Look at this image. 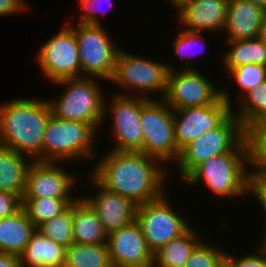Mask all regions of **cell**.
<instances>
[{
    "label": "cell",
    "mask_w": 266,
    "mask_h": 267,
    "mask_svg": "<svg viewBox=\"0 0 266 267\" xmlns=\"http://www.w3.org/2000/svg\"><path fill=\"white\" fill-rule=\"evenodd\" d=\"M79 5L81 6V14L80 17L78 16V23L83 24H91V25H102L101 21H99L98 16H100V13H104L107 11V9H103L102 6L104 3H109V7L113 5L112 0H78ZM103 2V3H102ZM106 3V4H107ZM102 5V6H101ZM101 6V7H100ZM104 10V11H103ZM102 11V12H101ZM98 12V13H97Z\"/></svg>",
    "instance_id": "cell-34"
},
{
    "label": "cell",
    "mask_w": 266,
    "mask_h": 267,
    "mask_svg": "<svg viewBox=\"0 0 266 267\" xmlns=\"http://www.w3.org/2000/svg\"><path fill=\"white\" fill-rule=\"evenodd\" d=\"M143 130V152L160 162L176 163L180 151L176 144L174 132V110L158 98L142 97L141 120Z\"/></svg>",
    "instance_id": "cell-8"
},
{
    "label": "cell",
    "mask_w": 266,
    "mask_h": 267,
    "mask_svg": "<svg viewBox=\"0 0 266 267\" xmlns=\"http://www.w3.org/2000/svg\"><path fill=\"white\" fill-rule=\"evenodd\" d=\"M259 247V248H258ZM257 253H245L244 256H232L226 253L225 265L227 267H266V249L259 244Z\"/></svg>",
    "instance_id": "cell-35"
},
{
    "label": "cell",
    "mask_w": 266,
    "mask_h": 267,
    "mask_svg": "<svg viewBox=\"0 0 266 267\" xmlns=\"http://www.w3.org/2000/svg\"><path fill=\"white\" fill-rule=\"evenodd\" d=\"M247 130L231 112L217 127L199 136L181 151L177 163L180 180L213 156L233 151L245 138Z\"/></svg>",
    "instance_id": "cell-7"
},
{
    "label": "cell",
    "mask_w": 266,
    "mask_h": 267,
    "mask_svg": "<svg viewBox=\"0 0 266 267\" xmlns=\"http://www.w3.org/2000/svg\"><path fill=\"white\" fill-rule=\"evenodd\" d=\"M230 45V51L223 55L220 61L227 73L241 65L259 64L266 66V45L257 37L254 39H241L226 41Z\"/></svg>",
    "instance_id": "cell-25"
},
{
    "label": "cell",
    "mask_w": 266,
    "mask_h": 267,
    "mask_svg": "<svg viewBox=\"0 0 266 267\" xmlns=\"http://www.w3.org/2000/svg\"><path fill=\"white\" fill-rule=\"evenodd\" d=\"M246 2H250L252 4H255L256 6L264 9L266 11V0H242Z\"/></svg>",
    "instance_id": "cell-41"
},
{
    "label": "cell",
    "mask_w": 266,
    "mask_h": 267,
    "mask_svg": "<svg viewBox=\"0 0 266 267\" xmlns=\"http://www.w3.org/2000/svg\"><path fill=\"white\" fill-rule=\"evenodd\" d=\"M223 89L222 96L214 104L174 110V132L179 151L199 136L217 127L232 112L233 95Z\"/></svg>",
    "instance_id": "cell-14"
},
{
    "label": "cell",
    "mask_w": 266,
    "mask_h": 267,
    "mask_svg": "<svg viewBox=\"0 0 266 267\" xmlns=\"http://www.w3.org/2000/svg\"><path fill=\"white\" fill-rule=\"evenodd\" d=\"M201 240L202 237L190 227L180 237L153 253L152 267H184L193 249Z\"/></svg>",
    "instance_id": "cell-24"
},
{
    "label": "cell",
    "mask_w": 266,
    "mask_h": 267,
    "mask_svg": "<svg viewBox=\"0 0 266 267\" xmlns=\"http://www.w3.org/2000/svg\"><path fill=\"white\" fill-rule=\"evenodd\" d=\"M241 91L239 99L249 90L266 80V66L259 64L241 65L228 72ZM243 93V94H242Z\"/></svg>",
    "instance_id": "cell-31"
},
{
    "label": "cell",
    "mask_w": 266,
    "mask_h": 267,
    "mask_svg": "<svg viewBox=\"0 0 266 267\" xmlns=\"http://www.w3.org/2000/svg\"><path fill=\"white\" fill-rule=\"evenodd\" d=\"M260 244L266 249V241L260 242Z\"/></svg>",
    "instance_id": "cell-44"
},
{
    "label": "cell",
    "mask_w": 266,
    "mask_h": 267,
    "mask_svg": "<svg viewBox=\"0 0 266 267\" xmlns=\"http://www.w3.org/2000/svg\"><path fill=\"white\" fill-rule=\"evenodd\" d=\"M111 96L110 103L107 99L104 101V115H107L108 111L111 114L110 122H113L110 125H112V142H115L113 143L115 145L110 149L140 152L143 148V130L140 123L142 97L132 96L126 92L113 93Z\"/></svg>",
    "instance_id": "cell-11"
},
{
    "label": "cell",
    "mask_w": 266,
    "mask_h": 267,
    "mask_svg": "<svg viewBox=\"0 0 266 267\" xmlns=\"http://www.w3.org/2000/svg\"><path fill=\"white\" fill-rule=\"evenodd\" d=\"M249 166V144L246 137L233 151L213 156L198 165L183 182L192 187L204 183L213 196L219 199L241 198L248 194Z\"/></svg>",
    "instance_id": "cell-3"
},
{
    "label": "cell",
    "mask_w": 266,
    "mask_h": 267,
    "mask_svg": "<svg viewBox=\"0 0 266 267\" xmlns=\"http://www.w3.org/2000/svg\"><path fill=\"white\" fill-rule=\"evenodd\" d=\"M238 101L237 113L236 109H232V112L246 130L266 119V80L246 92Z\"/></svg>",
    "instance_id": "cell-27"
},
{
    "label": "cell",
    "mask_w": 266,
    "mask_h": 267,
    "mask_svg": "<svg viewBox=\"0 0 266 267\" xmlns=\"http://www.w3.org/2000/svg\"><path fill=\"white\" fill-rule=\"evenodd\" d=\"M50 115L47 99L0 103V145L43 162V136Z\"/></svg>",
    "instance_id": "cell-2"
},
{
    "label": "cell",
    "mask_w": 266,
    "mask_h": 267,
    "mask_svg": "<svg viewBox=\"0 0 266 267\" xmlns=\"http://www.w3.org/2000/svg\"><path fill=\"white\" fill-rule=\"evenodd\" d=\"M88 178L97 192L93 196L84 194L82 198L95 211L107 235L135 220L137 205L132 200L104 188L90 174Z\"/></svg>",
    "instance_id": "cell-17"
},
{
    "label": "cell",
    "mask_w": 266,
    "mask_h": 267,
    "mask_svg": "<svg viewBox=\"0 0 266 267\" xmlns=\"http://www.w3.org/2000/svg\"><path fill=\"white\" fill-rule=\"evenodd\" d=\"M18 152L0 145V191L18 195L25 191L26 172L32 161Z\"/></svg>",
    "instance_id": "cell-23"
},
{
    "label": "cell",
    "mask_w": 266,
    "mask_h": 267,
    "mask_svg": "<svg viewBox=\"0 0 266 267\" xmlns=\"http://www.w3.org/2000/svg\"><path fill=\"white\" fill-rule=\"evenodd\" d=\"M258 38L266 45V15L264 16L262 20Z\"/></svg>",
    "instance_id": "cell-40"
},
{
    "label": "cell",
    "mask_w": 266,
    "mask_h": 267,
    "mask_svg": "<svg viewBox=\"0 0 266 267\" xmlns=\"http://www.w3.org/2000/svg\"><path fill=\"white\" fill-rule=\"evenodd\" d=\"M229 0H187L176 10L184 30L223 32Z\"/></svg>",
    "instance_id": "cell-18"
},
{
    "label": "cell",
    "mask_w": 266,
    "mask_h": 267,
    "mask_svg": "<svg viewBox=\"0 0 266 267\" xmlns=\"http://www.w3.org/2000/svg\"><path fill=\"white\" fill-rule=\"evenodd\" d=\"M175 67L165 62L147 59L145 56L140 57L139 54L128 53L121 48L117 53L114 72L109 81L120 86V89L123 88V92L127 90L132 96L152 99L148 94L157 92L161 96L158 99H163L167 91L168 72Z\"/></svg>",
    "instance_id": "cell-6"
},
{
    "label": "cell",
    "mask_w": 266,
    "mask_h": 267,
    "mask_svg": "<svg viewBox=\"0 0 266 267\" xmlns=\"http://www.w3.org/2000/svg\"><path fill=\"white\" fill-rule=\"evenodd\" d=\"M215 245H209L202 240L193 249L189 260L184 267H224L225 249H218Z\"/></svg>",
    "instance_id": "cell-32"
},
{
    "label": "cell",
    "mask_w": 266,
    "mask_h": 267,
    "mask_svg": "<svg viewBox=\"0 0 266 267\" xmlns=\"http://www.w3.org/2000/svg\"><path fill=\"white\" fill-rule=\"evenodd\" d=\"M106 244L113 267H152L153 253L135 220L107 235Z\"/></svg>",
    "instance_id": "cell-16"
},
{
    "label": "cell",
    "mask_w": 266,
    "mask_h": 267,
    "mask_svg": "<svg viewBox=\"0 0 266 267\" xmlns=\"http://www.w3.org/2000/svg\"><path fill=\"white\" fill-rule=\"evenodd\" d=\"M170 3L173 5L175 9H177L183 2H186L187 0H169Z\"/></svg>",
    "instance_id": "cell-42"
},
{
    "label": "cell",
    "mask_w": 266,
    "mask_h": 267,
    "mask_svg": "<svg viewBox=\"0 0 266 267\" xmlns=\"http://www.w3.org/2000/svg\"><path fill=\"white\" fill-rule=\"evenodd\" d=\"M250 175L266 176V119L256 122L247 130Z\"/></svg>",
    "instance_id": "cell-29"
},
{
    "label": "cell",
    "mask_w": 266,
    "mask_h": 267,
    "mask_svg": "<svg viewBox=\"0 0 266 267\" xmlns=\"http://www.w3.org/2000/svg\"><path fill=\"white\" fill-rule=\"evenodd\" d=\"M54 83L66 89L61 96L54 97L52 100L47 99L53 116L62 120L86 122L98 128L102 127V122L108 116L104 115L106 97L98 78H71Z\"/></svg>",
    "instance_id": "cell-4"
},
{
    "label": "cell",
    "mask_w": 266,
    "mask_h": 267,
    "mask_svg": "<svg viewBox=\"0 0 266 267\" xmlns=\"http://www.w3.org/2000/svg\"><path fill=\"white\" fill-rule=\"evenodd\" d=\"M265 15L266 11L255 4L229 0L223 30L226 41L257 38Z\"/></svg>",
    "instance_id": "cell-19"
},
{
    "label": "cell",
    "mask_w": 266,
    "mask_h": 267,
    "mask_svg": "<svg viewBox=\"0 0 266 267\" xmlns=\"http://www.w3.org/2000/svg\"><path fill=\"white\" fill-rule=\"evenodd\" d=\"M72 231L74 243L100 244L107 242V234L102 222L81 196L73 202Z\"/></svg>",
    "instance_id": "cell-22"
},
{
    "label": "cell",
    "mask_w": 266,
    "mask_h": 267,
    "mask_svg": "<svg viewBox=\"0 0 266 267\" xmlns=\"http://www.w3.org/2000/svg\"><path fill=\"white\" fill-rule=\"evenodd\" d=\"M0 267H21L19 256L0 251Z\"/></svg>",
    "instance_id": "cell-39"
},
{
    "label": "cell",
    "mask_w": 266,
    "mask_h": 267,
    "mask_svg": "<svg viewBox=\"0 0 266 267\" xmlns=\"http://www.w3.org/2000/svg\"><path fill=\"white\" fill-rule=\"evenodd\" d=\"M179 70H169L163 98L173 110L214 104L222 96V89L215 87L197 67Z\"/></svg>",
    "instance_id": "cell-13"
},
{
    "label": "cell",
    "mask_w": 266,
    "mask_h": 267,
    "mask_svg": "<svg viewBox=\"0 0 266 267\" xmlns=\"http://www.w3.org/2000/svg\"><path fill=\"white\" fill-rule=\"evenodd\" d=\"M22 208V199L15 194L0 191V219L17 213Z\"/></svg>",
    "instance_id": "cell-37"
},
{
    "label": "cell",
    "mask_w": 266,
    "mask_h": 267,
    "mask_svg": "<svg viewBox=\"0 0 266 267\" xmlns=\"http://www.w3.org/2000/svg\"><path fill=\"white\" fill-rule=\"evenodd\" d=\"M76 200L48 197H22V208L38 228L42 223L56 217Z\"/></svg>",
    "instance_id": "cell-28"
},
{
    "label": "cell",
    "mask_w": 266,
    "mask_h": 267,
    "mask_svg": "<svg viewBox=\"0 0 266 267\" xmlns=\"http://www.w3.org/2000/svg\"><path fill=\"white\" fill-rule=\"evenodd\" d=\"M54 267H70V266H68L66 263H64L62 265H57V266H54Z\"/></svg>",
    "instance_id": "cell-43"
},
{
    "label": "cell",
    "mask_w": 266,
    "mask_h": 267,
    "mask_svg": "<svg viewBox=\"0 0 266 267\" xmlns=\"http://www.w3.org/2000/svg\"><path fill=\"white\" fill-rule=\"evenodd\" d=\"M65 254V247L36 229L19 259L21 267H54L65 263Z\"/></svg>",
    "instance_id": "cell-20"
},
{
    "label": "cell",
    "mask_w": 266,
    "mask_h": 267,
    "mask_svg": "<svg viewBox=\"0 0 266 267\" xmlns=\"http://www.w3.org/2000/svg\"><path fill=\"white\" fill-rule=\"evenodd\" d=\"M37 52L40 71L50 82L81 77L76 35L67 24L49 37Z\"/></svg>",
    "instance_id": "cell-12"
},
{
    "label": "cell",
    "mask_w": 266,
    "mask_h": 267,
    "mask_svg": "<svg viewBox=\"0 0 266 267\" xmlns=\"http://www.w3.org/2000/svg\"><path fill=\"white\" fill-rule=\"evenodd\" d=\"M169 202L167 194L137 205L135 221L139 224L147 246L152 253L184 234L187 223Z\"/></svg>",
    "instance_id": "cell-10"
},
{
    "label": "cell",
    "mask_w": 266,
    "mask_h": 267,
    "mask_svg": "<svg viewBox=\"0 0 266 267\" xmlns=\"http://www.w3.org/2000/svg\"><path fill=\"white\" fill-rule=\"evenodd\" d=\"M201 39L203 40V33L202 32L183 30L179 33V35H177V37L173 41V44H172V49H174L173 54H175V56H177L181 60L180 62H182V64H185V66H183L184 69H193V67L190 65L189 61L188 60L185 61L184 58L186 56H187L186 58H190V56L193 55L192 53L194 52V50L198 51L199 48L196 49V47L201 46V44H200ZM204 52H205V50L203 49L202 55L204 54ZM195 55H197V54H195Z\"/></svg>",
    "instance_id": "cell-33"
},
{
    "label": "cell",
    "mask_w": 266,
    "mask_h": 267,
    "mask_svg": "<svg viewBox=\"0 0 266 267\" xmlns=\"http://www.w3.org/2000/svg\"><path fill=\"white\" fill-rule=\"evenodd\" d=\"M25 0H0V16H10L20 12H26L29 6H27Z\"/></svg>",
    "instance_id": "cell-38"
},
{
    "label": "cell",
    "mask_w": 266,
    "mask_h": 267,
    "mask_svg": "<svg viewBox=\"0 0 266 267\" xmlns=\"http://www.w3.org/2000/svg\"><path fill=\"white\" fill-rule=\"evenodd\" d=\"M73 203L63 210L56 217L42 223L39 230L47 238L52 239L57 244L68 248L74 243L72 231Z\"/></svg>",
    "instance_id": "cell-30"
},
{
    "label": "cell",
    "mask_w": 266,
    "mask_h": 267,
    "mask_svg": "<svg viewBox=\"0 0 266 267\" xmlns=\"http://www.w3.org/2000/svg\"><path fill=\"white\" fill-rule=\"evenodd\" d=\"M248 193H252V196H256V198L260 202V208L263 209L264 216L266 218V176L250 175L248 180ZM262 241H266V229Z\"/></svg>",
    "instance_id": "cell-36"
},
{
    "label": "cell",
    "mask_w": 266,
    "mask_h": 267,
    "mask_svg": "<svg viewBox=\"0 0 266 267\" xmlns=\"http://www.w3.org/2000/svg\"><path fill=\"white\" fill-rule=\"evenodd\" d=\"M96 162L90 175L104 188L129 198L136 205L165 193L169 168L143 152L110 149Z\"/></svg>",
    "instance_id": "cell-1"
},
{
    "label": "cell",
    "mask_w": 266,
    "mask_h": 267,
    "mask_svg": "<svg viewBox=\"0 0 266 267\" xmlns=\"http://www.w3.org/2000/svg\"><path fill=\"white\" fill-rule=\"evenodd\" d=\"M98 131L94 124L62 120L51 114L43 136V162L91 161L96 156L94 139Z\"/></svg>",
    "instance_id": "cell-5"
},
{
    "label": "cell",
    "mask_w": 266,
    "mask_h": 267,
    "mask_svg": "<svg viewBox=\"0 0 266 267\" xmlns=\"http://www.w3.org/2000/svg\"><path fill=\"white\" fill-rule=\"evenodd\" d=\"M61 164L62 162L32 161L26 172L23 197L77 200L79 196H71L73 193L70 191L76 188L75 183L79 180H76L74 174H69Z\"/></svg>",
    "instance_id": "cell-15"
},
{
    "label": "cell",
    "mask_w": 266,
    "mask_h": 267,
    "mask_svg": "<svg viewBox=\"0 0 266 267\" xmlns=\"http://www.w3.org/2000/svg\"><path fill=\"white\" fill-rule=\"evenodd\" d=\"M67 25L76 35L81 77H94L109 83L121 47L112 42L114 40L103 25L77 23L73 26L72 22Z\"/></svg>",
    "instance_id": "cell-9"
},
{
    "label": "cell",
    "mask_w": 266,
    "mask_h": 267,
    "mask_svg": "<svg viewBox=\"0 0 266 267\" xmlns=\"http://www.w3.org/2000/svg\"><path fill=\"white\" fill-rule=\"evenodd\" d=\"M36 229L23 208L12 216L0 219V251L19 256Z\"/></svg>",
    "instance_id": "cell-21"
},
{
    "label": "cell",
    "mask_w": 266,
    "mask_h": 267,
    "mask_svg": "<svg viewBox=\"0 0 266 267\" xmlns=\"http://www.w3.org/2000/svg\"><path fill=\"white\" fill-rule=\"evenodd\" d=\"M65 263L70 267H113L106 243H73L66 248Z\"/></svg>",
    "instance_id": "cell-26"
}]
</instances>
